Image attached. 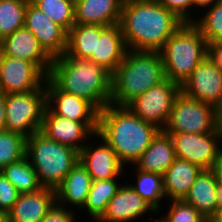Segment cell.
<instances>
[{
	"instance_id": "6da1fadb",
	"label": "cell",
	"mask_w": 222,
	"mask_h": 222,
	"mask_svg": "<svg viewBox=\"0 0 222 222\" xmlns=\"http://www.w3.org/2000/svg\"><path fill=\"white\" fill-rule=\"evenodd\" d=\"M119 24L127 49L159 52L184 22L158 0H124Z\"/></svg>"
},
{
	"instance_id": "7a4b0ae2",
	"label": "cell",
	"mask_w": 222,
	"mask_h": 222,
	"mask_svg": "<svg viewBox=\"0 0 222 222\" xmlns=\"http://www.w3.org/2000/svg\"><path fill=\"white\" fill-rule=\"evenodd\" d=\"M159 131L127 107L108 104L98 112L96 134L111 146L124 168L139 160Z\"/></svg>"
},
{
	"instance_id": "3957f363",
	"label": "cell",
	"mask_w": 222,
	"mask_h": 222,
	"mask_svg": "<svg viewBox=\"0 0 222 222\" xmlns=\"http://www.w3.org/2000/svg\"><path fill=\"white\" fill-rule=\"evenodd\" d=\"M47 78L60 91L87 100L98 112L111 102L112 74L94 61L63 54L53 58Z\"/></svg>"
},
{
	"instance_id": "277c9868",
	"label": "cell",
	"mask_w": 222,
	"mask_h": 222,
	"mask_svg": "<svg viewBox=\"0 0 222 222\" xmlns=\"http://www.w3.org/2000/svg\"><path fill=\"white\" fill-rule=\"evenodd\" d=\"M165 79L159 52L127 49L122 62L112 74L110 104L126 107L139 95Z\"/></svg>"
},
{
	"instance_id": "5b68a950",
	"label": "cell",
	"mask_w": 222,
	"mask_h": 222,
	"mask_svg": "<svg viewBox=\"0 0 222 222\" xmlns=\"http://www.w3.org/2000/svg\"><path fill=\"white\" fill-rule=\"evenodd\" d=\"M206 44L193 23L181 25L159 51L165 78L181 86L206 57Z\"/></svg>"
},
{
	"instance_id": "8992f818",
	"label": "cell",
	"mask_w": 222,
	"mask_h": 222,
	"mask_svg": "<svg viewBox=\"0 0 222 222\" xmlns=\"http://www.w3.org/2000/svg\"><path fill=\"white\" fill-rule=\"evenodd\" d=\"M26 156L43 187L56 189L79 162V151L37 131L26 139Z\"/></svg>"
},
{
	"instance_id": "52a82bcc",
	"label": "cell",
	"mask_w": 222,
	"mask_h": 222,
	"mask_svg": "<svg viewBox=\"0 0 222 222\" xmlns=\"http://www.w3.org/2000/svg\"><path fill=\"white\" fill-rule=\"evenodd\" d=\"M45 109V84L27 93L5 94V130L29 138L40 131Z\"/></svg>"
},
{
	"instance_id": "ba28073f",
	"label": "cell",
	"mask_w": 222,
	"mask_h": 222,
	"mask_svg": "<svg viewBox=\"0 0 222 222\" xmlns=\"http://www.w3.org/2000/svg\"><path fill=\"white\" fill-rule=\"evenodd\" d=\"M216 130V108L191 99L182 92L176 97L165 133L207 134Z\"/></svg>"
},
{
	"instance_id": "9c48e42d",
	"label": "cell",
	"mask_w": 222,
	"mask_h": 222,
	"mask_svg": "<svg viewBox=\"0 0 222 222\" xmlns=\"http://www.w3.org/2000/svg\"><path fill=\"white\" fill-rule=\"evenodd\" d=\"M181 86L165 79L139 95L126 107L143 121L155 125L160 130L165 128Z\"/></svg>"
},
{
	"instance_id": "30bf717a",
	"label": "cell",
	"mask_w": 222,
	"mask_h": 222,
	"mask_svg": "<svg viewBox=\"0 0 222 222\" xmlns=\"http://www.w3.org/2000/svg\"><path fill=\"white\" fill-rule=\"evenodd\" d=\"M172 137L175 156L198 165L202 169H211L219 153L222 137L215 130L207 134L167 133Z\"/></svg>"
},
{
	"instance_id": "8fae6325",
	"label": "cell",
	"mask_w": 222,
	"mask_h": 222,
	"mask_svg": "<svg viewBox=\"0 0 222 222\" xmlns=\"http://www.w3.org/2000/svg\"><path fill=\"white\" fill-rule=\"evenodd\" d=\"M97 124L98 122H77L67 119L53 114L46 107L40 131L48 138L80 152L97 133Z\"/></svg>"
},
{
	"instance_id": "7c38bea8",
	"label": "cell",
	"mask_w": 222,
	"mask_h": 222,
	"mask_svg": "<svg viewBox=\"0 0 222 222\" xmlns=\"http://www.w3.org/2000/svg\"><path fill=\"white\" fill-rule=\"evenodd\" d=\"M181 92L217 108L222 103V69L205 57L181 85Z\"/></svg>"
},
{
	"instance_id": "4fadbf2b",
	"label": "cell",
	"mask_w": 222,
	"mask_h": 222,
	"mask_svg": "<svg viewBox=\"0 0 222 222\" xmlns=\"http://www.w3.org/2000/svg\"><path fill=\"white\" fill-rule=\"evenodd\" d=\"M47 76L32 62L5 56L0 72V91L27 93L40 89Z\"/></svg>"
},
{
	"instance_id": "5bb4252c",
	"label": "cell",
	"mask_w": 222,
	"mask_h": 222,
	"mask_svg": "<svg viewBox=\"0 0 222 222\" xmlns=\"http://www.w3.org/2000/svg\"><path fill=\"white\" fill-rule=\"evenodd\" d=\"M24 26L35 35L40 45L52 58L65 54L68 32L30 1L25 11Z\"/></svg>"
},
{
	"instance_id": "9a60e30c",
	"label": "cell",
	"mask_w": 222,
	"mask_h": 222,
	"mask_svg": "<svg viewBox=\"0 0 222 222\" xmlns=\"http://www.w3.org/2000/svg\"><path fill=\"white\" fill-rule=\"evenodd\" d=\"M94 137L98 141L96 143L101 140L100 144H97V146L95 142L89 141L79 152V161L87 169L92 180L122 177L125 168H123L124 166L119 161L114 150L97 134Z\"/></svg>"
},
{
	"instance_id": "2e32d148",
	"label": "cell",
	"mask_w": 222,
	"mask_h": 222,
	"mask_svg": "<svg viewBox=\"0 0 222 222\" xmlns=\"http://www.w3.org/2000/svg\"><path fill=\"white\" fill-rule=\"evenodd\" d=\"M5 56L15 57L34 63L48 76L53 58L43 49L35 35L25 26L2 40Z\"/></svg>"
},
{
	"instance_id": "e0dca14e",
	"label": "cell",
	"mask_w": 222,
	"mask_h": 222,
	"mask_svg": "<svg viewBox=\"0 0 222 222\" xmlns=\"http://www.w3.org/2000/svg\"><path fill=\"white\" fill-rule=\"evenodd\" d=\"M45 88L46 107L53 114L77 122H98V111L87 100L60 91L48 78Z\"/></svg>"
},
{
	"instance_id": "ac0fdd59",
	"label": "cell",
	"mask_w": 222,
	"mask_h": 222,
	"mask_svg": "<svg viewBox=\"0 0 222 222\" xmlns=\"http://www.w3.org/2000/svg\"><path fill=\"white\" fill-rule=\"evenodd\" d=\"M126 184V185H125ZM155 210L127 183H121L97 222H132Z\"/></svg>"
},
{
	"instance_id": "d6986e66",
	"label": "cell",
	"mask_w": 222,
	"mask_h": 222,
	"mask_svg": "<svg viewBox=\"0 0 222 222\" xmlns=\"http://www.w3.org/2000/svg\"><path fill=\"white\" fill-rule=\"evenodd\" d=\"M55 203V189L43 187L33 193L19 194L6 217L11 222H40Z\"/></svg>"
},
{
	"instance_id": "ffe728a7",
	"label": "cell",
	"mask_w": 222,
	"mask_h": 222,
	"mask_svg": "<svg viewBox=\"0 0 222 222\" xmlns=\"http://www.w3.org/2000/svg\"><path fill=\"white\" fill-rule=\"evenodd\" d=\"M124 0H75L74 14L77 25L111 26L118 24Z\"/></svg>"
},
{
	"instance_id": "44dd1931",
	"label": "cell",
	"mask_w": 222,
	"mask_h": 222,
	"mask_svg": "<svg viewBox=\"0 0 222 222\" xmlns=\"http://www.w3.org/2000/svg\"><path fill=\"white\" fill-rule=\"evenodd\" d=\"M127 47L120 24L100 25V37H97L96 63L113 74L122 62Z\"/></svg>"
},
{
	"instance_id": "7402d4cb",
	"label": "cell",
	"mask_w": 222,
	"mask_h": 222,
	"mask_svg": "<svg viewBox=\"0 0 222 222\" xmlns=\"http://www.w3.org/2000/svg\"><path fill=\"white\" fill-rule=\"evenodd\" d=\"M92 177L79 161L55 189L56 203L82 209L92 185Z\"/></svg>"
},
{
	"instance_id": "603a6c76",
	"label": "cell",
	"mask_w": 222,
	"mask_h": 222,
	"mask_svg": "<svg viewBox=\"0 0 222 222\" xmlns=\"http://www.w3.org/2000/svg\"><path fill=\"white\" fill-rule=\"evenodd\" d=\"M202 170L198 165L176 157L163 175L165 199L184 200Z\"/></svg>"
},
{
	"instance_id": "cb8c5ba5",
	"label": "cell",
	"mask_w": 222,
	"mask_h": 222,
	"mask_svg": "<svg viewBox=\"0 0 222 222\" xmlns=\"http://www.w3.org/2000/svg\"><path fill=\"white\" fill-rule=\"evenodd\" d=\"M175 150L172 137L160 130L153 138L149 147L143 152L134 168L164 175L165 171L174 162Z\"/></svg>"
},
{
	"instance_id": "d4e9b609",
	"label": "cell",
	"mask_w": 222,
	"mask_h": 222,
	"mask_svg": "<svg viewBox=\"0 0 222 222\" xmlns=\"http://www.w3.org/2000/svg\"><path fill=\"white\" fill-rule=\"evenodd\" d=\"M217 181L211 169H203L191 185L184 201L192 205L206 219H212L217 212Z\"/></svg>"
},
{
	"instance_id": "484cf974",
	"label": "cell",
	"mask_w": 222,
	"mask_h": 222,
	"mask_svg": "<svg viewBox=\"0 0 222 222\" xmlns=\"http://www.w3.org/2000/svg\"><path fill=\"white\" fill-rule=\"evenodd\" d=\"M97 37H100V25L74 24L68 31L64 55L96 62Z\"/></svg>"
},
{
	"instance_id": "4316f807",
	"label": "cell",
	"mask_w": 222,
	"mask_h": 222,
	"mask_svg": "<svg viewBox=\"0 0 222 222\" xmlns=\"http://www.w3.org/2000/svg\"><path fill=\"white\" fill-rule=\"evenodd\" d=\"M118 179L120 178L92 181L86 203L81 209L87 211L91 220L97 221L106 211L109 201L121 186Z\"/></svg>"
},
{
	"instance_id": "83f0119b",
	"label": "cell",
	"mask_w": 222,
	"mask_h": 222,
	"mask_svg": "<svg viewBox=\"0 0 222 222\" xmlns=\"http://www.w3.org/2000/svg\"><path fill=\"white\" fill-rule=\"evenodd\" d=\"M0 172L20 194L33 193L43 188L27 156L5 166Z\"/></svg>"
},
{
	"instance_id": "f1b7e54d",
	"label": "cell",
	"mask_w": 222,
	"mask_h": 222,
	"mask_svg": "<svg viewBox=\"0 0 222 222\" xmlns=\"http://www.w3.org/2000/svg\"><path fill=\"white\" fill-rule=\"evenodd\" d=\"M137 180L131 187L155 210H161V201L165 198L163 175L144 172L136 168ZM160 209V210H159Z\"/></svg>"
},
{
	"instance_id": "f546056e",
	"label": "cell",
	"mask_w": 222,
	"mask_h": 222,
	"mask_svg": "<svg viewBox=\"0 0 222 222\" xmlns=\"http://www.w3.org/2000/svg\"><path fill=\"white\" fill-rule=\"evenodd\" d=\"M30 0H0V39L25 25V11Z\"/></svg>"
},
{
	"instance_id": "4dcf8cb0",
	"label": "cell",
	"mask_w": 222,
	"mask_h": 222,
	"mask_svg": "<svg viewBox=\"0 0 222 222\" xmlns=\"http://www.w3.org/2000/svg\"><path fill=\"white\" fill-rule=\"evenodd\" d=\"M30 2L67 32L75 24V0H30Z\"/></svg>"
},
{
	"instance_id": "1f68e13d",
	"label": "cell",
	"mask_w": 222,
	"mask_h": 222,
	"mask_svg": "<svg viewBox=\"0 0 222 222\" xmlns=\"http://www.w3.org/2000/svg\"><path fill=\"white\" fill-rule=\"evenodd\" d=\"M205 10L204 15L196 18L193 24L200 30L207 43H220L222 42V0H218Z\"/></svg>"
},
{
	"instance_id": "d6a6232c",
	"label": "cell",
	"mask_w": 222,
	"mask_h": 222,
	"mask_svg": "<svg viewBox=\"0 0 222 222\" xmlns=\"http://www.w3.org/2000/svg\"><path fill=\"white\" fill-rule=\"evenodd\" d=\"M26 139L18 133L0 131V171L26 156Z\"/></svg>"
},
{
	"instance_id": "836d02e7",
	"label": "cell",
	"mask_w": 222,
	"mask_h": 222,
	"mask_svg": "<svg viewBox=\"0 0 222 222\" xmlns=\"http://www.w3.org/2000/svg\"><path fill=\"white\" fill-rule=\"evenodd\" d=\"M164 218L168 222H203L206 218L184 200H170Z\"/></svg>"
},
{
	"instance_id": "e575fe53",
	"label": "cell",
	"mask_w": 222,
	"mask_h": 222,
	"mask_svg": "<svg viewBox=\"0 0 222 222\" xmlns=\"http://www.w3.org/2000/svg\"><path fill=\"white\" fill-rule=\"evenodd\" d=\"M19 192L0 172V210L6 215L18 199Z\"/></svg>"
},
{
	"instance_id": "d590c367",
	"label": "cell",
	"mask_w": 222,
	"mask_h": 222,
	"mask_svg": "<svg viewBox=\"0 0 222 222\" xmlns=\"http://www.w3.org/2000/svg\"><path fill=\"white\" fill-rule=\"evenodd\" d=\"M161 5L173 12L184 23H193L194 17L192 0H158ZM192 11V12H191ZM191 15V16H190ZM193 18V19H192Z\"/></svg>"
},
{
	"instance_id": "8d00e7d4",
	"label": "cell",
	"mask_w": 222,
	"mask_h": 222,
	"mask_svg": "<svg viewBox=\"0 0 222 222\" xmlns=\"http://www.w3.org/2000/svg\"><path fill=\"white\" fill-rule=\"evenodd\" d=\"M66 207L55 203L40 222H77L75 217L76 210H73L74 208L72 207L71 210L68 206Z\"/></svg>"
},
{
	"instance_id": "74e56055",
	"label": "cell",
	"mask_w": 222,
	"mask_h": 222,
	"mask_svg": "<svg viewBox=\"0 0 222 222\" xmlns=\"http://www.w3.org/2000/svg\"><path fill=\"white\" fill-rule=\"evenodd\" d=\"M206 57L212 62L214 66L222 69V42L207 43Z\"/></svg>"
},
{
	"instance_id": "f35d334b",
	"label": "cell",
	"mask_w": 222,
	"mask_h": 222,
	"mask_svg": "<svg viewBox=\"0 0 222 222\" xmlns=\"http://www.w3.org/2000/svg\"><path fill=\"white\" fill-rule=\"evenodd\" d=\"M211 170L214 173L217 183L222 184V151L219 153Z\"/></svg>"
},
{
	"instance_id": "ab89813d",
	"label": "cell",
	"mask_w": 222,
	"mask_h": 222,
	"mask_svg": "<svg viewBox=\"0 0 222 222\" xmlns=\"http://www.w3.org/2000/svg\"><path fill=\"white\" fill-rule=\"evenodd\" d=\"M5 94L0 91V131L5 130Z\"/></svg>"
},
{
	"instance_id": "60d3db41",
	"label": "cell",
	"mask_w": 222,
	"mask_h": 222,
	"mask_svg": "<svg viewBox=\"0 0 222 222\" xmlns=\"http://www.w3.org/2000/svg\"><path fill=\"white\" fill-rule=\"evenodd\" d=\"M218 0H192L193 8L199 10L200 9H207L211 7L214 3H216Z\"/></svg>"
},
{
	"instance_id": "b9f144b4",
	"label": "cell",
	"mask_w": 222,
	"mask_h": 222,
	"mask_svg": "<svg viewBox=\"0 0 222 222\" xmlns=\"http://www.w3.org/2000/svg\"><path fill=\"white\" fill-rule=\"evenodd\" d=\"M216 130L222 137V103L216 108Z\"/></svg>"
},
{
	"instance_id": "7bdbcfd3",
	"label": "cell",
	"mask_w": 222,
	"mask_h": 222,
	"mask_svg": "<svg viewBox=\"0 0 222 222\" xmlns=\"http://www.w3.org/2000/svg\"><path fill=\"white\" fill-rule=\"evenodd\" d=\"M216 201H217V210L222 208V184L217 183L216 188Z\"/></svg>"
},
{
	"instance_id": "ee69618b",
	"label": "cell",
	"mask_w": 222,
	"mask_h": 222,
	"mask_svg": "<svg viewBox=\"0 0 222 222\" xmlns=\"http://www.w3.org/2000/svg\"><path fill=\"white\" fill-rule=\"evenodd\" d=\"M214 222H222V208H219L216 215L212 218Z\"/></svg>"
},
{
	"instance_id": "f6af8a7d",
	"label": "cell",
	"mask_w": 222,
	"mask_h": 222,
	"mask_svg": "<svg viewBox=\"0 0 222 222\" xmlns=\"http://www.w3.org/2000/svg\"><path fill=\"white\" fill-rule=\"evenodd\" d=\"M4 58H5V53L2 49V47L0 48V72H1V68H2V64H3V61H4Z\"/></svg>"
},
{
	"instance_id": "bcb514c9",
	"label": "cell",
	"mask_w": 222,
	"mask_h": 222,
	"mask_svg": "<svg viewBox=\"0 0 222 222\" xmlns=\"http://www.w3.org/2000/svg\"><path fill=\"white\" fill-rule=\"evenodd\" d=\"M159 218L155 219L156 222H168L167 219H165L164 217H160V219L158 220Z\"/></svg>"
},
{
	"instance_id": "7dc6e473",
	"label": "cell",
	"mask_w": 222,
	"mask_h": 222,
	"mask_svg": "<svg viewBox=\"0 0 222 222\" xmlns=\"http://www.w3.org/2000/svg\"><path fill=\"white\" fill-rule=\"evenodd\" d=\"M6 215L0 210V221L4 219Z\"/></svg>"
},
{
	"instance_id": "c3c4849f",
	"label": "cell",
	"mask_w": 222,
	"mask_h": 222,
	"mask_svg": "<svg viewBox=\"0 0 222 222\" xmlns=\"http://www.w3.org/2000/svg\"><path fill=\"white\" fill-rule=\"evenodd\" d=\"M0 222H11L7 217H5L4 219H2Z\"/></svg>"
},
{
	"instance_id": "681fc988",
	"label": "cell",
	"mask_w": 222,
	"mask_h": 222,
	"mask_svg": "<svg viewBox=\"0 0 222 222\" xmlns=\"http://www.w3.org/2000/svg\"><path fill=\"white\" fill-rule=\"evenodd\" d=\"M203 222H214L212 219H206L205 221Z\"/></svg>"
}]
</instances>
